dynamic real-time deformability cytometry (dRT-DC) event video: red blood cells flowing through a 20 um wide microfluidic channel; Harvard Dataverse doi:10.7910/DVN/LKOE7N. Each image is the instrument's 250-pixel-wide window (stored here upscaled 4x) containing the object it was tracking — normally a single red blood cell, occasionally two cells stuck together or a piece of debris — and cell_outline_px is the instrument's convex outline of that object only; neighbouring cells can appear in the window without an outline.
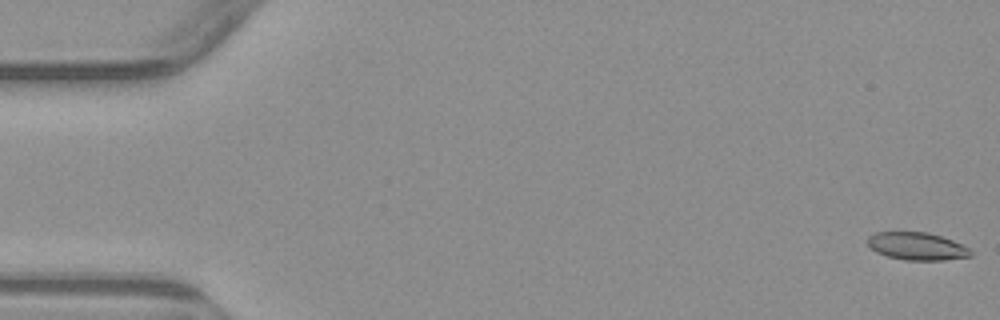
{"species": "common noctule bat (a hibernating species)", "species_latin": "Nyctalus noctula", "temperature_condition": "warm", "stored_images_in_passage": 4, "segment_of_instrument_passage": [2, 2], "camera_frame_rate_fps": 3000, "um_per_image_px": 0.085, "animal": {"sex": "male", "body_mass_g": 23.1, "forearm_length_mm": 52.7}, "frame": {"image": 1, "passage_image": 4, "time_ms": 6.333, "image_size_px": [1000, 320], "cell_outline_px": [[972, 256], [944, 260], [904, 260], [888, 256], [876, 252], [868, 244], [868, 236], [876, 232], [928, 232], [952, 240], [968, 248], [972, 252]], "centroid_in_image_um": [77.94, 20.93], "position_along_channel_um": 7.1, "area_um2": 16.47}}